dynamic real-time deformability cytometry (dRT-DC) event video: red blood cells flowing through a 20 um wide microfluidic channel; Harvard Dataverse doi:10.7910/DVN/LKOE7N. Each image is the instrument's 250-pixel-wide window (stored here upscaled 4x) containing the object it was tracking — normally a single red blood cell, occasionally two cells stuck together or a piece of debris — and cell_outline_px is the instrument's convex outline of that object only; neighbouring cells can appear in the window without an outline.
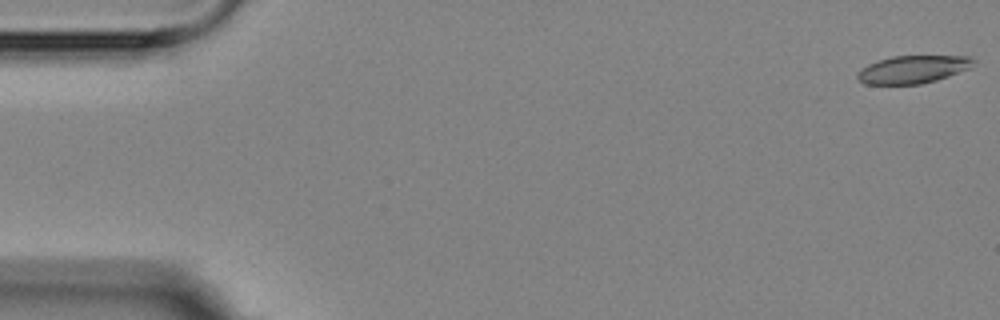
{"species": "Egyptian fruit bat (a non-hibernating species)", "species_latin": "Rousettus aegyptiacus", "temperature_condition": "room temperature", "stored_images_in_passage": 4, "camera_frame_rate_fps": 3000, "um_per_image_px": 0.085, "animal": {"sex": "female"}, "frame": {"image": 1, "passage_image": 1, "time_ms": 0.0, "image_size_px": [1000, 320], "cell_outline_px": [[976, 60], [972, 68], [936, 80], [920, 84], [864, 84], [856, 76], [856, 72], [860, 68], [868, 64], [892, 56], [972, 56]], "centroid_in_image_um": [77.62, 5.89], "position_along_channel_um": 7.4, "area_um2": 18.9}}